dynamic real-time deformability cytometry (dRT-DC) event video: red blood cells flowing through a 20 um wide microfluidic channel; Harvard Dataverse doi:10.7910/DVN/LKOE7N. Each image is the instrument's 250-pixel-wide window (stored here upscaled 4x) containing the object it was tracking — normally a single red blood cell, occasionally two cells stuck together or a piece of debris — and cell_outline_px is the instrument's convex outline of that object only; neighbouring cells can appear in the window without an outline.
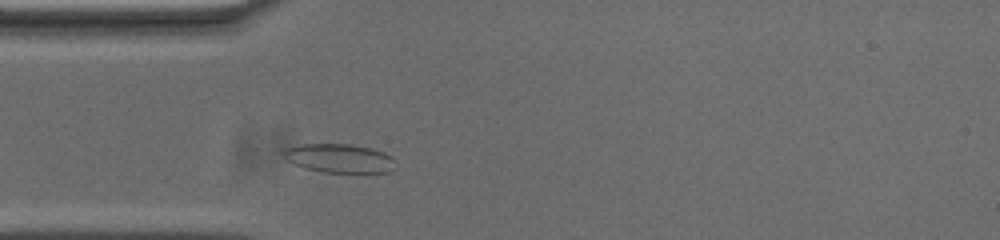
{"species": "common noctule bat (a hibernating species)", "species_latin": "Nyctalus noctula", "temperature_condition": "cold", "stored_images_in_passage": 35, "camera_frame_rate_fps": 3000, "um_per_image_px": 0.085, "animal": {"sex": "male", "body_mass_g": 20.0, "forearm_length_mm": 53.3}, "frame": {"image": 1, "passage_image": 6, "time_ms": 1.667, "image_size_px": [1000, 240], "cell_outline_px": [[392, 160], [388, 172], [320, 172], [304, 168], [288, 160], [284, 156], [284, 148], [300, 144], [352, 144], [372, 148], [384, 152], [392, 156]], "centroid_in_image_um": [28.78, 13.43], "position_along_channel_um": 56.2, "area_um2": 18.5}}
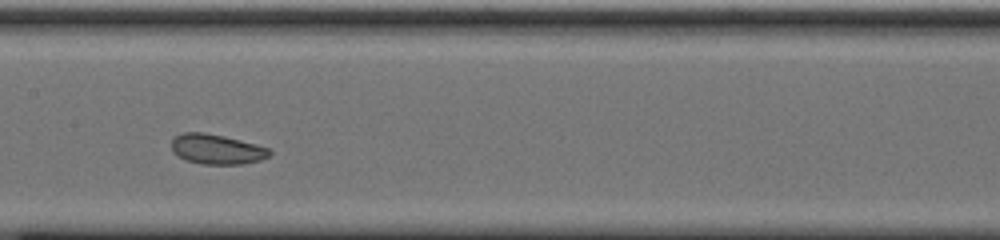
{"frame": {"image": 2, "passage_image": 17, "time_ms": 5.333, "image_size_px": [1000, 240], "cell_outline_px": [[272, 152], [268, 156], [260, 160], [244, 164], [200, 164], [188, 160], [180, 156], [172, 148], [172, 140], [176, 136], [184, 132], [204, 132], [224, 136], [256, 144], [268, 148]], "centroid_in_image_um": [18.45, 12.68], "position_along_channel_um": 188.9, "area_um2": 16.88}}
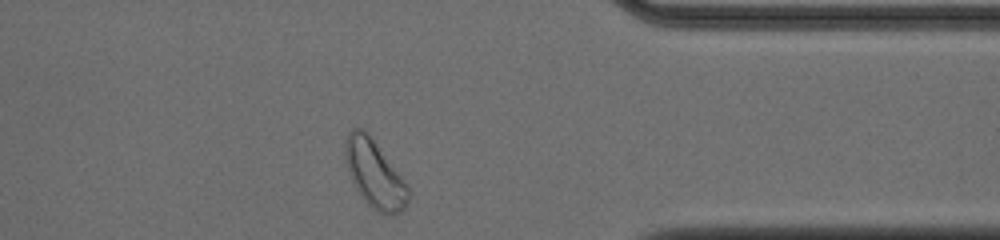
{"frame": {"image": 3, "passage_image": 34, "time_ms": 11.0, "image_size_px": [1000, 240], "cell_outline_px": [[408, 204], [400, 212], [384, 216], [372, 208], [360, 196], [352, 180], [344, 156], [344, 140], [348, 132], [352, 128], [364, 128], [368, 132], [408, 184]], "centroid_in_image_um": [31.83, 14.77], "position_along_channel_um": 379.6, "area_um2": 25.03}, "authors_computed_cell_mechanics": {"area_um2": 17.629, "velocity_mm_per_s": 3.6594, "shape_relaxation_time_tau1_ms": 2.8358, "shape_relaxation_time_tau2_ms": 2.1968, "deformation_change_tau1": 0.0926, "deformation_change_tau2": 0.0668}}